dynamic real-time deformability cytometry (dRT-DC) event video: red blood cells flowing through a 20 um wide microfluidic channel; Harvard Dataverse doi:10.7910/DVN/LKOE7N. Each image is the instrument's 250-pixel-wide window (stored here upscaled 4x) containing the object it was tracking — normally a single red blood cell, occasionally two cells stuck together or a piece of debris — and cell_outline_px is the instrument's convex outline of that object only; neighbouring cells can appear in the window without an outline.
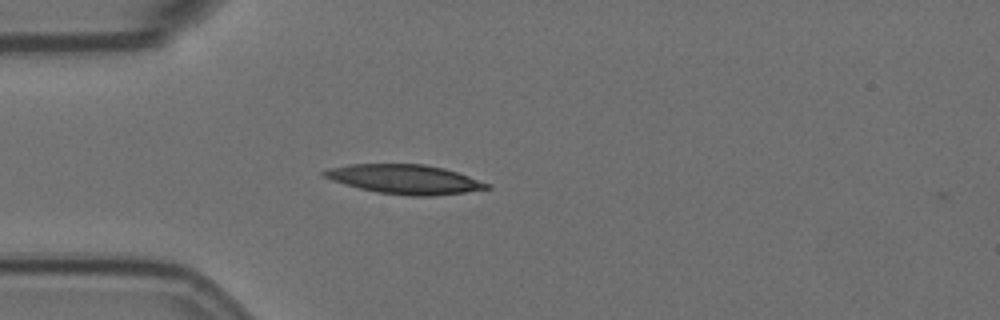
{"species": "Egyptian fruit bat (a non-hibernating species)", "species_latin": "Rousettus aegyptiacus", "temperature_condition": "room temperature", "stored_images_in_passage": 3, "camera_frame_rate_fps": 3000, "um_per_image_px": 0.085, "animal": {"sex": "female"}, "frame": {"image": 1, "passage_image": 1, "time_ms": 0.0, "image_size_px": [1000, 320], "cell_outline_px": [[492, 188], [464, 192], [432, 196], [412, 196], [376, 192], [360, 188], [332, 180], [324, 176], [320, 172], [328, 168], [348, 164], [424, 164], [444, 168], [492, 184]], "centroid_in_image_um": [34.42, 15.23], "position_along_channel_um": 50.6, "area_um2": 27.69}}